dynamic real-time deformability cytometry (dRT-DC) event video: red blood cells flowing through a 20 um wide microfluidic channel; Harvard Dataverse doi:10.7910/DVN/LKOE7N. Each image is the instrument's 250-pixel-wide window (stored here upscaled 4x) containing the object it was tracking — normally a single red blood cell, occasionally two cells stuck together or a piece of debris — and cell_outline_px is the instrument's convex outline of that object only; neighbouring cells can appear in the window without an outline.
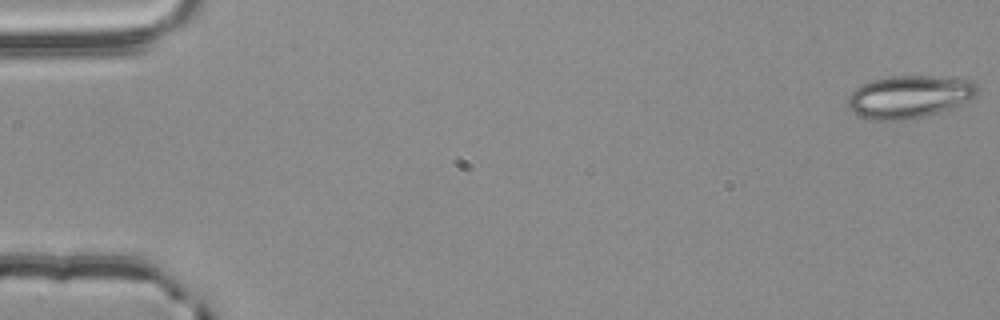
{"species": "common noctule bat (a hibernating species)", "species_latin": "Nyctalus noctula", "temperature_condition": "room temperature", "stored_images_in_passage": 53, "camera_frame_rate_fps": 3000, "um_per_image_px": 0.085, "animal": {"sex": "male", "body_mass_g": 20.4}, "frame": {"image": 1, "passage_image": 1, "time_ms": 0.0, "image_size_px": [1000, 320], "cell_outline_px": [[980, 88], [972, 96], [960, 104], [952, 108], [924, 116], [904, 120], [876, 120], [860, 116], [852, 112], [848, 108], [848, 96], [856, 88], [872, 80], [892, 76], [928, 76], [972, 80]], "centroid_in_image_um": [77.26, 8.22], "position_along_channel_um": 7.7, "area_um2": 31.79}}
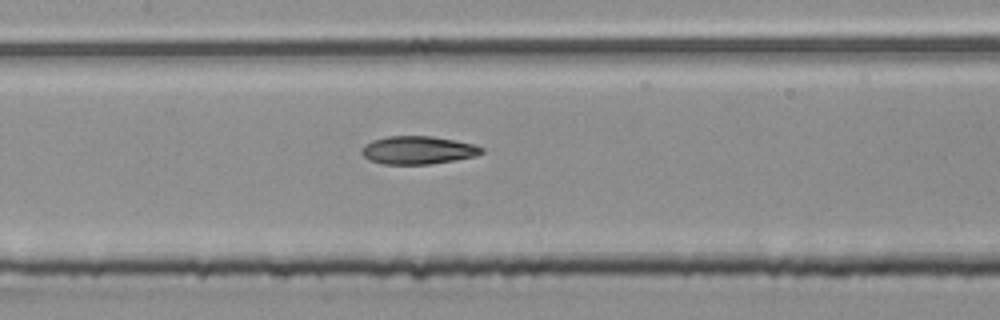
{"frame": {"image": 2, "passage_image": 27, "time_ms": 8.667, "image_size_px": [1000, 320], "cell_outline_px": [[484, 152], [476, 156], [456, 160], [428, 164], [384, 164], [368, 160], [360, 152], [364, 144], [372, 140], [388, 136], [432, 136], [472, 144], [484, 148]], "centroid_in_image_um": [35.5, 12.76], "position_along_channel_um": 171.9, "area_um2": 19.59}}
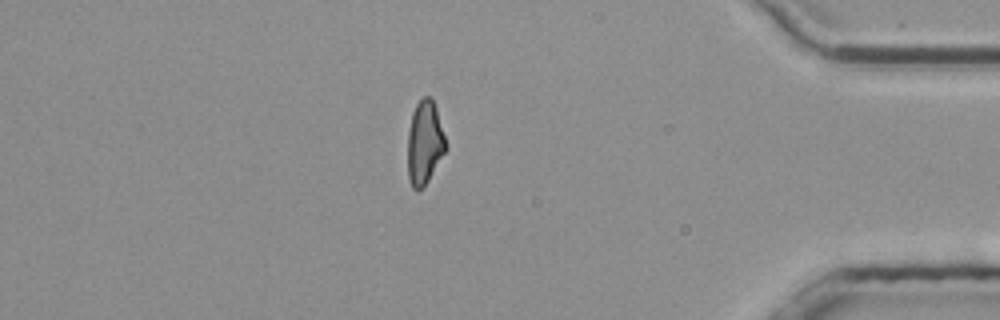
{"frame": {"image": 3, "passage_image": 48, "time_ms": 15.667, "image_size_px": [1000, 320], "cell_outline_px": [[448, 148], [424, 188], [416, 192], [412, 188], [408, 176], [408, 132], [412, 112], [416, 104], [424, 96], [432, 96], [436, 108]], "centroid_in_image_um": [36.1, 12.16], "position_along_channel_um": 399.1, "area_um2": 18.84}}